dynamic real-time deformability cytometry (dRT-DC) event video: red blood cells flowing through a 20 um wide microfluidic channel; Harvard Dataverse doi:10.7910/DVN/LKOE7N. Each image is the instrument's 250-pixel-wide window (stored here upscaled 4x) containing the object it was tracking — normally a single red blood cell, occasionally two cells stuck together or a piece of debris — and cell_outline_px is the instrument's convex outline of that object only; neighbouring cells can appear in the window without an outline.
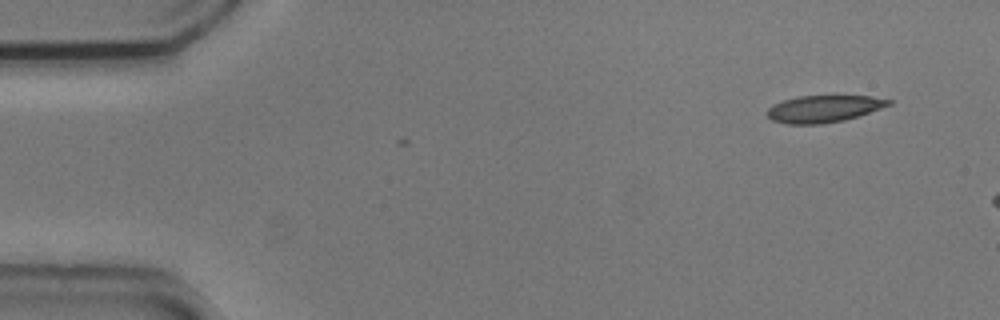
{"species": "common noctule bat (a hibernating species)", "species_latin": "Nyctalus noctula", "temperature_condition": "cold", "stored_images_in_passage": 2, "camera_frame_rate_fps": 3000, "um_per_image_px": 0.085, "animal": {"sex": "male", "body_mass_g": 20.5, "forearm_length_mm": 52.5}, "frame": {"image": 1, "passage_image": 1, "time_ms": 0.0, "image_size_px": [1000, 320], "cell_outline_px": [[892, 104], [844, 120], [820, 124], [788, 124], [772, 120], [768, 116], [768, 108], [772, 104], [796, 96], [872, 96], [892, 100]], "centroid_in_image_um": [69.99, 9.24], "position_along_channel_um": 15.0, "area_um2": 18.9}}